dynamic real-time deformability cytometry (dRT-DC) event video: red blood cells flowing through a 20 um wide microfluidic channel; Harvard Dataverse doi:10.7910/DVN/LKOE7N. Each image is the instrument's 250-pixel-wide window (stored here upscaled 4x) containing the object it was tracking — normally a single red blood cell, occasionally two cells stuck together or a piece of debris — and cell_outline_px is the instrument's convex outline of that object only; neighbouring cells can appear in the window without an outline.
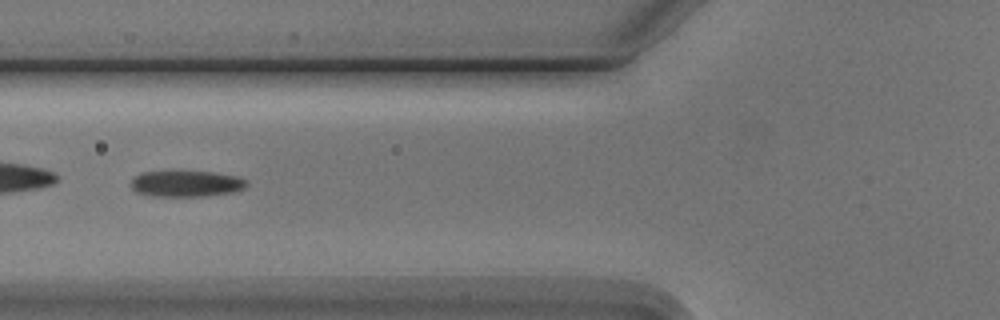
{"species": "Egyptian fruit bat (a non-hibernating species)", "species_latin": "Rousettus aegyptiacus", "temperature_condition": "cold", "stored_images_in_passage": 7, "camera_frame_rate_fps": 3000, "um_per_image_px": 0.085, "animal": {"sex": "male"}, "frame": {"image": 1, "passage_image": 6, "time_ms": 5.667, "image_size_px": [1000, 320], "cell_outline_px": [[248, 184], [244, 188], [232, 192], [204, 196], [152, 196], [136, 192], [128, 184], [132, 176], [140, 172], [172, 168], [176, 168], [212, 172], [240, 176], [248, 180]], "centroid_in_image_um": [15.75, 15.54], "position_along_channel_um": 110.1, "area_um2": 18.9}}
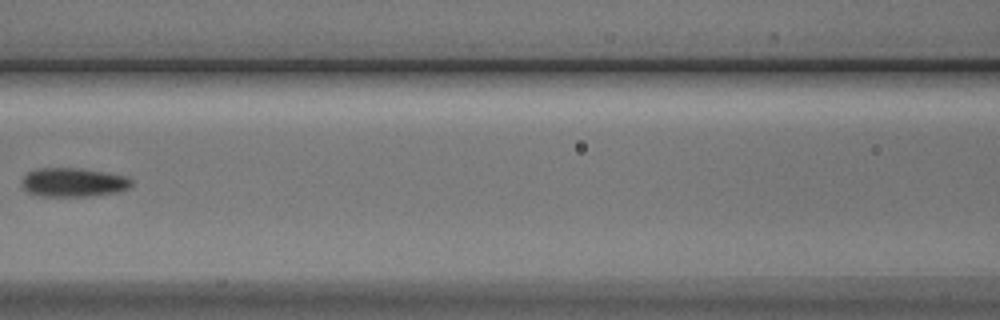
{"frame": {"image": 2, "passage_image": 7, "time_ms": 7.0, "image_size_px": [1000, 320], "cell_outline_px": [[132, 184], [128, 188], [116, 192], [88, 196], [40, 196], [28, 192], [20, 184], [20, 180], [28, 172], [36, 168], [80, 168], [128, 176], [132, 180]], "centroid_in_image_um": [6.2, 15.49], "position_along_channel_um": 160.4, "area_um2": 18.55}}